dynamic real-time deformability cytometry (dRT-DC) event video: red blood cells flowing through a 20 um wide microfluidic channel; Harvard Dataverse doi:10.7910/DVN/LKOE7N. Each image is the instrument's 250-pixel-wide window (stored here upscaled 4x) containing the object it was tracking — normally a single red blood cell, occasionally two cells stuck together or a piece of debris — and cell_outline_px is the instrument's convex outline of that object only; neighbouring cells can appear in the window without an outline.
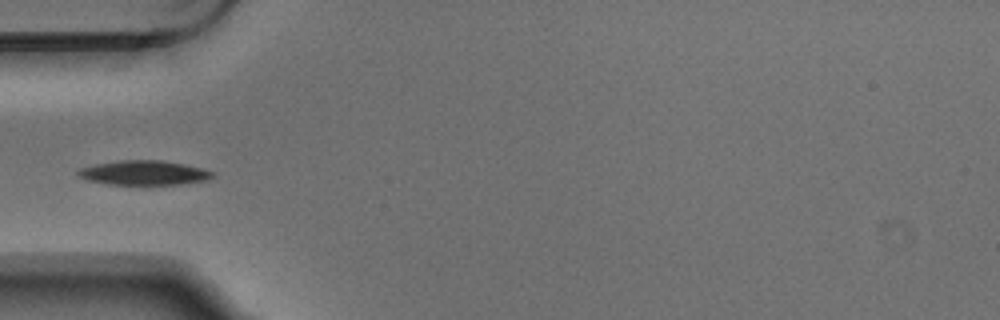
{"species": "Egyptian fruit bat (a non-hibernating species)", "species_latin": "Rousettus aegyptiacus", "temperature_condition": "warm", "stored_images_in_passage": 5, "camera_frame_rate_fps": 3000, "um_per_image_px": 0.085, "animal": {"sex": "male"}, "frame": {"image": 1, "passage_image": 5, "time_ms": 1.333, "image_size_px": [1000, 320], "cell_outline_px": [[212, 176], [208, 180], [180, 184], [108, 184], [88, 180], [76, 176], [76, 172], [80, 168], [96, 164], [120, 160], [160, 160], [184, 164], [200, 168], [212, 172]], "centroid_in_image_um": [12.18, 14.68], "position_along_channel_um": 72.8, "area_um2": 18.96}}